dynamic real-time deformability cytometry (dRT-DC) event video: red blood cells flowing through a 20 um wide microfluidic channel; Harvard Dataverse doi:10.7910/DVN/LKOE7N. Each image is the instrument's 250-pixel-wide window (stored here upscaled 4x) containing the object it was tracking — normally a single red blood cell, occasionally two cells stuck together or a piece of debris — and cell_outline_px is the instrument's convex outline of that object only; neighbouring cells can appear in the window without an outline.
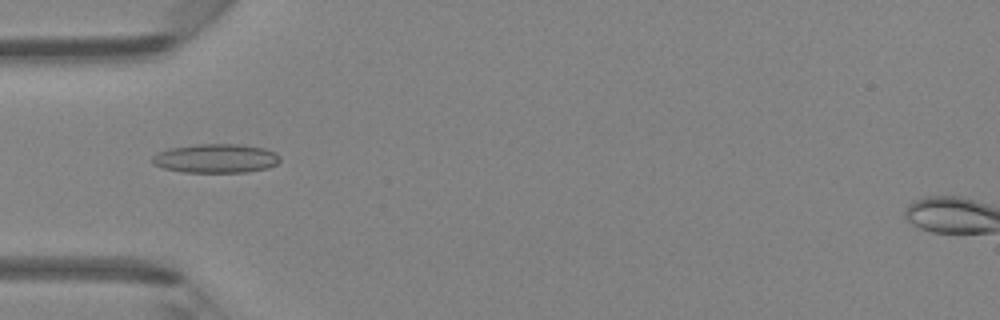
{"species": "Egyptian fruit bat (a non-hibernating species)", "species_latin": "Rousettus aegyptiacus", "temperature_condition": "room temperature", "stored_images_in_passage": 40, "camera_frame_rate_fps": 3000, "um_per_image_px": 0.085, "animal": {"sex": "female"}, "frame": {"image": 1, "passage_image": 8, "time_ms": 2.333, "image_size_px": [1000, 320], "cell_outline_px": [[280, 160], [276, 164], [268, 168], [244, 172], [184, 172], [164, 168], [152, 164], [152, 156], [156, 152], [168, 148], [196, 144], [240, 144], [264, 148], [276, 152], [280, 156]], "centroid_in_image_um": [18.33, 13.45], "position_along_channel_um": 66.7, "area_um2": 21.73}}
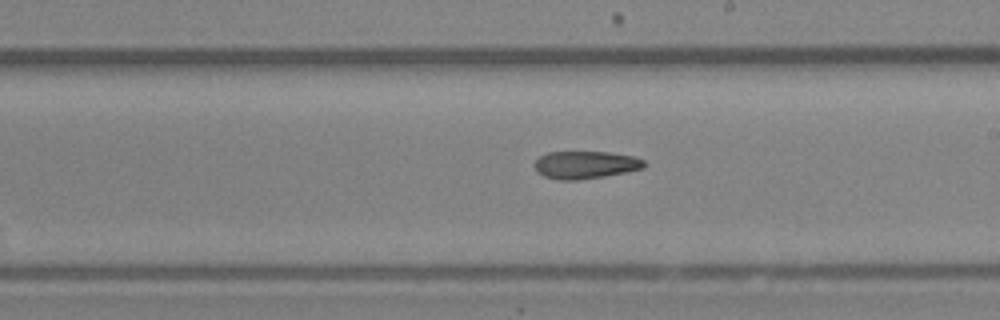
{"frame": {"image": 2, "passage_image": 20, "time_ms": 6.333, "image_size_px": [1000, 320], "cell_outline_px": [[644, 168], [604, 176], [576, 180], [560, 180], [544, 176], [536, 172], [536, 160], [540, 156], [548, 152], [608, 152], [632, 156], [644, 160]], "centroid_in_image_um": [49.74, 14.01], "position_along_channel_um": 239.3, "area_um2": 17.4}}
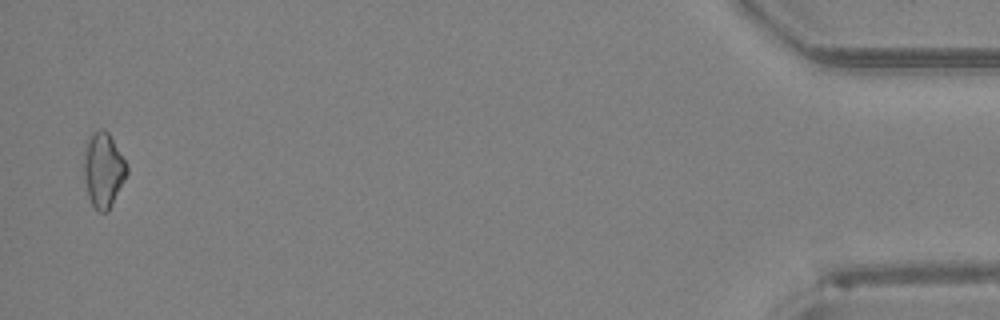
{"frame": {"image": 3, "passage_image": 39, "time_ms": 12.667, "image_size_px": [1000, 320], "cell_outline_px": [[128, 172], [108, 212], [100, 212], [92, 204], [88, 196], [84, 176], [84, 140], [92, 132], [100, 128], [108, 132], [128, 164]], "centroid_in_image_um": [8.77, 14.39], "position_along_channel_um": 426.4, "area_um2": 18.9}, "authors_computed_cell_mechanics": {"area_um2": 18.2937, "velocity_mm_per_s": 4.3385, "shape_relaxation_time_tau1_ms": null, "shape_relaxation_time_tau2_ms": 6.0649, "deformation_change_tau1": null, "deformation_change_tau2": 0.1677}}